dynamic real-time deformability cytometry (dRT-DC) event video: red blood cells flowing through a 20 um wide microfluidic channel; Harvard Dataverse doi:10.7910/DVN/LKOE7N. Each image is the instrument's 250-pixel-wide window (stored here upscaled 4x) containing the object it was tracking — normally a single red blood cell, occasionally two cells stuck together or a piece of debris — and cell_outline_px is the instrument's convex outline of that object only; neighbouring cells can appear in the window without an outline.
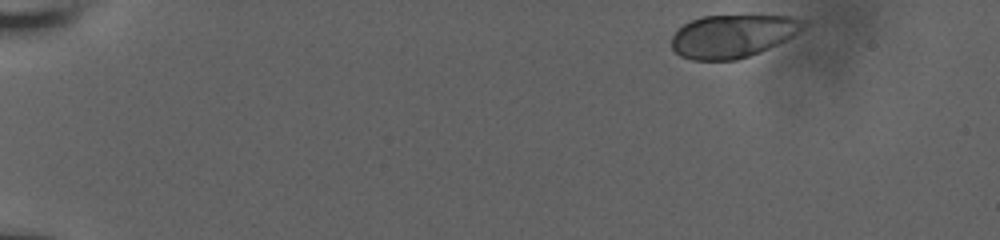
{"species": "human", "species_latin": "Homo sapiens", "temperature_condition": "room temperature", "stored_images_in_passage": 49, "camera_frame_rate_fps": 3000, "um_per_image_px": 0.085, "donor": {"sex": "male"}, "frame": {"image": 1, "passage_image": 1, "time_ms": 0.0, "image_size_px": [1000, 240], "cell_outline_px": [[808, 24], [804, 28], [792, 36], [760, 52], [736, 60], [692, 60], [680, 56], [672, 48], [672, 36], [684, 24], [692, 20], [704, 16], [796, 16], [808, 20]], "centroid_in_image_um": [62.31, 3.06], "position_along_channel_um": 22.7, "area_um2": 32.89}}
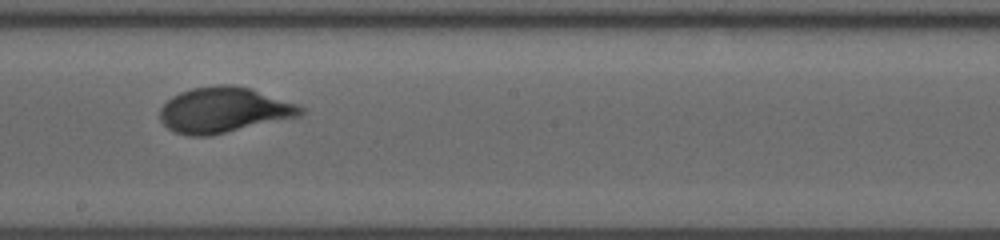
{"frame": {"image": 2, "passage_image": 27, "time_ms": 8.667, "image_size_px": [1000, 240], "cell_outline_px": [[308, 108], [300, 116], [212, 136], [188, 136], [176, 132], [168, 128], [160, 120], [160, 108], [172, 96], [180, 92], [192, 88], [216, 84], [232, 84], [252, 88], [300, 104]], "centroid_in_image_um": [19.08, 9.34], "position_along_channel_um": 229.1, "area_um2": 37.92}}
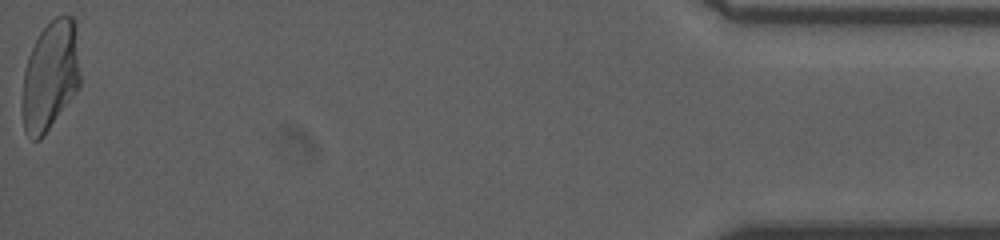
{"frame": {"image": 3, "passage_image": 49, "time_ms": 16.0, "image_size_px": [1000, 240], "cell_outline_px": [[80, 88], [40, 140], [32, 140], [24, 132], [24, 72], [28, 56], [40, 32], [56, 16], [72, 16], [76, 20], [80, 72]], "centroid_in_image_um": [4.33, 6.42], "position_along_channel_um": 430.9, "area_um2": 36.76}, "authors_computed_cell_mechanics": {"area_um2": 36.2406, "velocity_mm_per_s": 3.9102, "shape_relaxation_time_tau1_ms": 3.6727, "shape_relaxation_time_tau2_ms": null, "deformation_change_tau1": 0.1848, "deformation_change_tau2": null}}